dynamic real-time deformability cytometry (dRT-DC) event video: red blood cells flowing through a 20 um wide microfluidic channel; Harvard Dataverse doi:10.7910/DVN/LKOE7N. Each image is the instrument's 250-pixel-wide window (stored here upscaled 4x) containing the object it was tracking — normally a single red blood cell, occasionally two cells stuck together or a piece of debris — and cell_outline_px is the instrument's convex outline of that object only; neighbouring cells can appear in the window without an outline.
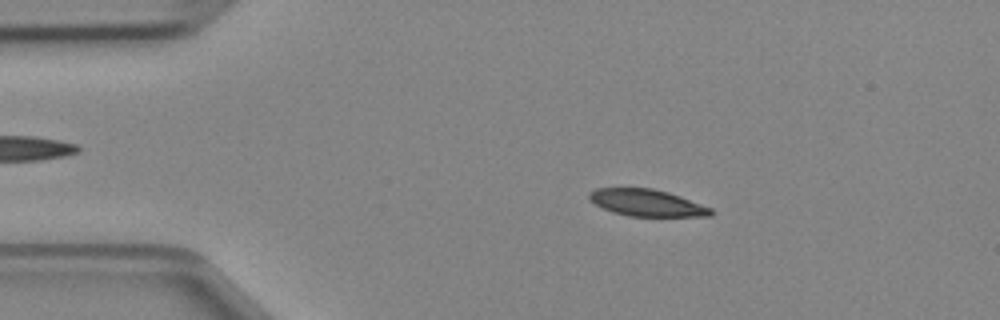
{"species": "Egyptian fruit bat (a non-hibernating species)", "species_latin": "Rousettus aegyptiacus", "temperature_condition": "cold", "stored_images_in_passage": 47, "camera_frame_rate_fps": 3000, "um_per_image_px": 0.085, "animal": {"sex": "female"}, "frame": {"image": 1, "passage_image": 8, "time_ms": 2.333, "image_size_px": [1000, 320], "cell_outline_px": [[712, 216], [628, 216], [612, 212], [588, 200], [588, 192], [596, 188], [652, 188], [668, 192], [680, 196], [712, 208]], "centroid_in_image_um": [54.95, 17.23], "position_along_channel_um": 30.0, "area_um2": 19.02}}
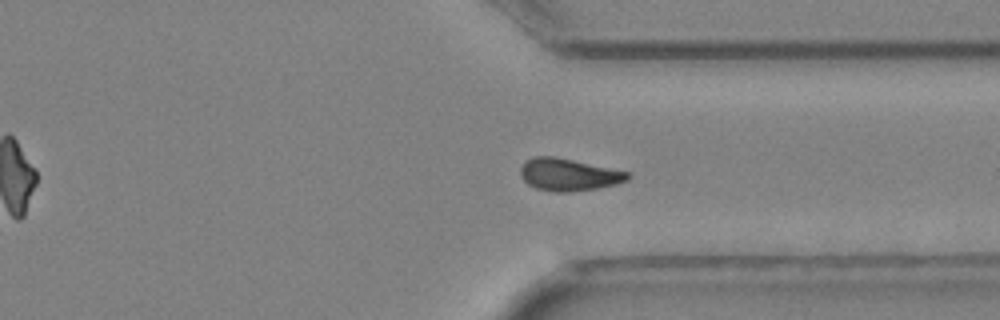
{"frame": {"image": 2, "passage_image": 35, "time_ms": 11.333, "image_size_px": [1000, 320], "cell_outline_px": [[632, 176], [628, 180], [616, 184], [596, 188], [568, 192], [556, 192], [536, 188], [528, 184], [520, 176], [520, 168], [532, 156], [552, 156], [632, 172]], "centroid_in_image_um": [48.37, 14.84], "position_along_channel_um": 363.0, "area_um2": 20.11}}
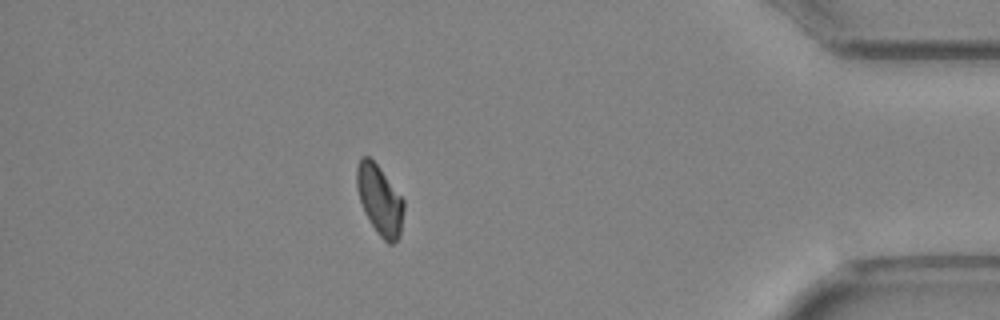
{"frame": {"image": 3, "passage_image": 41, "time_ms": 13.333, "image_size_px": [1000, 320], "cell_outline_px": [[404, 208], [400, 236], [392, 244], [388, 244], [380, 236], [364, 212], [356, 188], [356, 168], [360, 156], [368, 156], [380, 168], [404, 200]], "centroid_in_image_um": [32.26, 16.98], "position_along_channel_um": 402.9, "area_um2": 19.02}}